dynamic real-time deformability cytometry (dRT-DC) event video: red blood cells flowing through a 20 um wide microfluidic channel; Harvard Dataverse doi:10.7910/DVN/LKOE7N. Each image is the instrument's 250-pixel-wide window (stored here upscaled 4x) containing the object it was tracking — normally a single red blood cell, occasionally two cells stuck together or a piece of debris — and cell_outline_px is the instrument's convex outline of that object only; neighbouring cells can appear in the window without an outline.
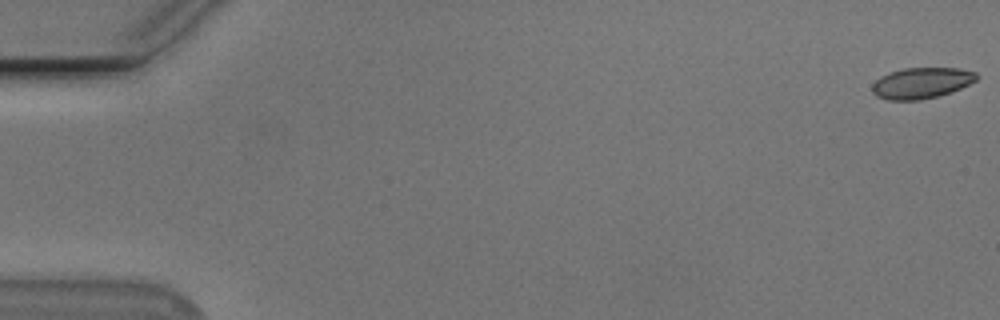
{"species": "Egyptian fruit bat (a non-hibernating species)", "species_latin": "Rousettus aegyptiacus", "temperature_condition": "cold", "stored_images_in_passage": 53, "camera_frame_rate_fps": 3000, "um_per_image_px": 0.085, "animal": {"sex": "male"}, "frame": {"image": 1, "passage_image": 1, "time_ms": 0.0, "image_size_px": [1000, 320], "cell_outline_px": [[980, 76], [976, 80], [960, 88], [936, 96], [920, 100], [888, 100], [876, 96], [872, 92], [872, 84], [880, 76], [888, 72], [904, 68], [960, 68], [976, 72]], "centroid_in_image_um": [78.3, 7.04], "position_along_channel_um": 6.7, "area_um2": 18.84}}
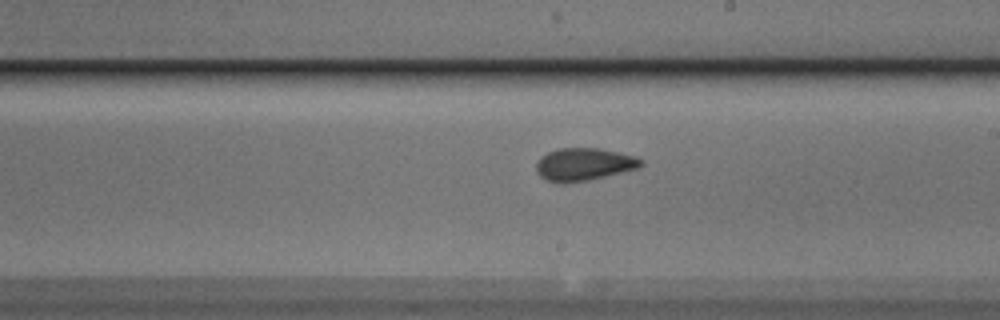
{"frame": {"image": 2, "passage_image": 32, "time_ms": 10.333, "image_size_px": [1000, 320], "cell_outline_px": [[644, 164], [636, 168], [588, 180], [544, 180], [536, 172], [536, 164], [540, 156], [548, 152], [560, 148], [600, 148], [636, 156], [644, 160]], "centroid_in_image_um": [49.65, 13.92], "position_along_channel_um": 239.4, "area_um2": 19.36}}
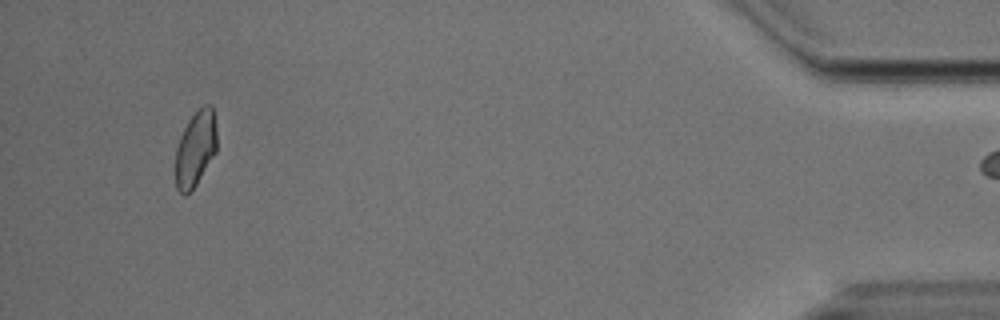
{"frame": {"image": 3, "passage_image": 52, "time_ms": 17.0, "image_size_px": [1000, 320], "cell_outline_px": [[216, 152], [196, 184], [184, 196], [176, 188], [176, 148], [180, 136], [188, 120], [204, 104], [212, 104], [216, 128]], "centroid_in_image_um": [16.62, 12.62], "position_along_channel_um": 418.6, "area_um2": 18.03}}